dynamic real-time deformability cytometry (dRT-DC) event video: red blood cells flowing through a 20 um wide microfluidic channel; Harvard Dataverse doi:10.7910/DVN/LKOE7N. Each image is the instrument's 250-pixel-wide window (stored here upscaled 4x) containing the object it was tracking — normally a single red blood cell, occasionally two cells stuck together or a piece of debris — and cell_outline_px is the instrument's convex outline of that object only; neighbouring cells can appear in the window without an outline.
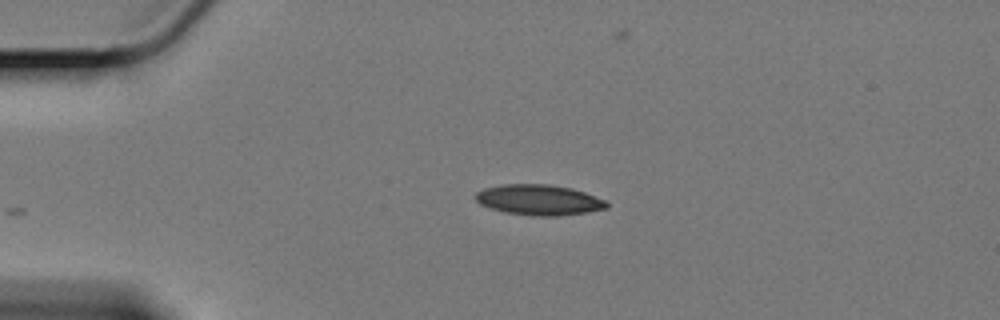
{"species": "Egyptian fruit bat (a non-hibernating species)", "species_latin": "Rousettus aegyptiacus", "temperature_condition": "cold", "stored_images_in_passage": 43, "camera_frame_rate_fps": 3000, "um_per_image_px": 0.085, "animal": {"sex": "female"}, "frame": {"image": 1, "passage_image": 1, "time_ms": 0.0, "image_size_px": [1000, 320], "cell_outline_px": [[608, 208], [588, 212], [556, 216], [532, 216], [504, 212], [480, 204], [476, 200], [476, 192], [484, 188], [504, 184], [548, 184], [572, 188], [584, 192], [604, 200], [608, 204]], "centroid_in_image_um": [45.81, 16.99], "position_along_channel_um": 39.2, "area_um2": 23.24}}
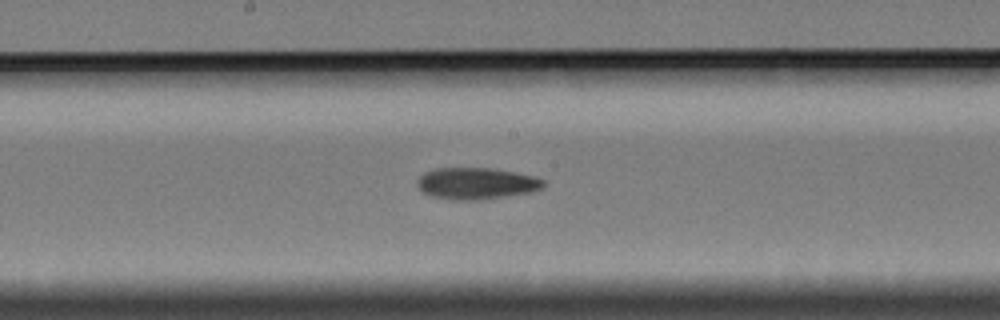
{"frame": {"image": 2, "passage_image": 19, "time_ms": 6.0, "image_size_px": [1000, 320], "cell_outline_px": [[544, 184], [540, 188], [532, 192], [472, 200], [452, 200], [432, 196], [424, 192], [416, 184], [416, 180], [424, 172], [432, 168], [492, 168], [532, 176], [544, 180]], "centroid_in_image_um": [40.42, 15.58], "position_along_channel_um": 207.8, "area_um2": 22.95}}
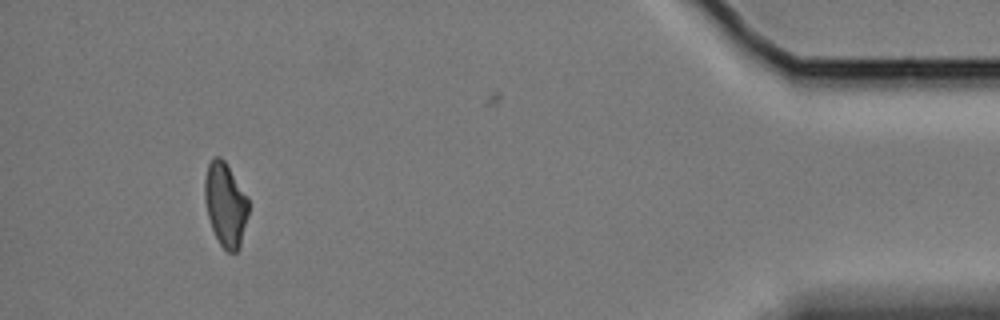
{"frame": {"image": 3, "passage_image": 43, "time_ms": 14.0, "image_size_px": [1000, 320], "cell_outline_px": [[248, 216], [240, 248], [236, 252], [228, 252], [220, 244], [212, 228], [208, 216], [204, 196], [204, 180], [208, 164], [216, 156], [220, 156], [224, 160], [248, 196]], "centroid_in_image_um": [19.17, 17.38], "position_along_channel_um": 416.0, "area_um2": 21.39}, "authors_computed_cell_mechanics": {"area_um2": 22.542, "velocity_mm_per_s": 3.3555, "shape_relaxation_time_tau1_ms": null, "shape_relaxation_time_tau2_ms": 8.0407, "deformation_change_tau1": null, "deformation_change_tau2": 0.1594}}